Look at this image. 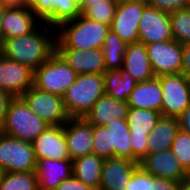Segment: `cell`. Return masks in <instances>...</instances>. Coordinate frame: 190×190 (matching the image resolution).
I'll return each mask as SVG.
<instances>
[{"label": "cell", "instance_id": "1", "mask_svg": "<svg viewBox=\"0 0 190 190\" xmlns=\"http://www.w3.org/2000/svg\"><path fill=\"white\" fill-rule=\"evenodd\" d=\"M45 27L42 33L41 28H36L29 34L4 39L1 42L3 56L35 71L56 52V36L54 39L47 36L51 27L47 24Z\"/></svg>", "mask_w": 190, "mask_h": 190}, {"label": "cell", "instance_id": "2", "mask_svg": "<svg viewBox=\"0 0 190 190\" xmlns=\"http://www.w3.org/2000/svg\"><path fill=\"white\" fill-rule=\"evenodd\" d=\"M58 27L56 49H102L111 30L110 25L88 19L82 14Z\"/></svg>", "mask_w": 190, "mask_h": 190}, {"label": "cell", "instance_id": "3", "mask_svg": "<svg viewBox=\"0 0 190 190\" xmlns=\"http://www.w3.org/2000/svg\"><path fill=\"white\" fill-rule=\"evenodd\" d=\"M105 95L103 74H79L63 96L70 118H84L94 103Z\"/></svg>", "mask_w": 190, "mask_h": 190}, {"label": "cell", "instance_id": "4", "mask_svg": "<svg viewBox=\"0 0 190 190\" xmlns=\"http://www.w3.org/2000/svg\"><path fill=\"white\" fill-rule=\"evenodd\" d=\"M48 126L21 97H14L9 104L0 132L9 137L32 143Z\"/></svg>", "mask_w": 190, "mask_h": 190}, {"label": "cell", "instance_id": "5", "mask_svg": "<svg viewBox=\"0 0 190 190\" xmlns=\"http://www.w3.org/2000/svg\"><path fill=\"white\" fill-rule=\"evenodd\" d=\"M77 73L55 52L48 61L35 71L33 86L51 94L64 96L67 89L76 80Z\"/></svg>", "mask_w": 190, "mask_h": 190}, {"label": "cell", "instance_id": "6", "mask_svg": "<svg viewBox=\"0 0 190 190\" xmlns=\"http://www.w3.org/2000/svg\"><path fill=\"white\" fill-rule=\"evenodd\" d=\"M21 98L27 106L49 126H62L69 119L63 97L31 86Z\"/></svg>", "mask_w": 190, "mask_h": 190}, {"label": "cell", "instance_id": "7", "mask_svg": "<svg viewBox=\"0 0 190 190\" xmlns=\"http://www.w3.org/2000/svg\"><path fill=\"white\" fill-rule=\"evenodd\" d=\"M36 161L32 143L0 132V169L4 172H33Z\"/></svg>", "mask_w": 190, "mask_h": 190}, {"label": "cell", "instance_id": "8", "mask_svg": "<svg viewBox=\"0 0 190 190\" xmlns=\"http://www.w3.org/2000/svg\"><path fill=\"white\" fill-rule=\"evenodd\" d=\"M162 89L161 115L178 118L190 105V81L182 73L158 76Z\"/></svg>", "mask_w": 190, "mask_h": 190}, {"label": "cell", "instance_id": "9", "mask_svg": "<svg viewBox=\"0 0 190 190\" xmlns=\"http://www.w3.org/2000/svg\"><path fill=\"white\" fill-rule=\"evenodd\" d=\"M156 77L179 74L182 68V44L176 40L146 44Z\"/></svg>", "mask_w": 190, "mask_h": 190}, {"label": "cell", "instance_id": "10", "mask_svg": "<svg viewBox=\"0 0 190 190\" xmlns=\"http://www.w3.org/2000/svg\"><path fill=\"white\" fill-rule=\"evenodd\" d=\"M146 6V0L119 3L110 29L127 44L138 42L139 21Z\"/></svg>", "mask_w": 190, "mask_h": 190}, {"label": "cell", "instance_id": "11", "mask_svg": "<svg viewBox=\"0 0 190 190\" xmlns=\"http://www.w3.org/2000/svg\"><path fill=\"white\" fill-rule=\"evenodd\" d=\"M138 35V42L145 45L173 40L169 14L147 5L139 21Z\"/></svg>", "mask_w": 190, "mask_h": 190}, {"label": "cell", "instance_id": "12", "mask_svg": "<svg viewBox=\"0 0 190 190\" xmlns=\"http://www.w3.org/2000/svg\"><path fill=\"white\" fill-rule=\"evenodd\" d=\"M139 166L155 177L171 179L179 183L189 179V174L181 166L180 161L175 157L171 148L148 153L139 162Z\"/></svg>", "mask_w": 190, "mask_h": 190}, {"label": "cell", "instance_id": "13", "mask_svg": "<svg viewBox=\"0 0 190 190\" xmlns=\"http://www.w3.org/2000/svg\"><path fill=\"white\" fill-rule=\"evenodd\" d=\"M34 71L28 66L0 58V88L9 92L13 97H21L33 86Z\"/></svg>", "mask_w": 190, "mask_h": 190}, {"label": "cell", "instance_id": "14", "mask_svg": "<svg viewBox=\"0 0 190 190\" xmlns=\"http://www.w3.org/2000/svg\"><path fill=\"white\" fill-rule=\"evenodd\" d=\"M36 159H71L67 140L62 126H48L32 142Z\"/></svg>", "mask_w": 190, "mask_h": 190}, {"label": "cell", "instance_id": "15", "mask_svg": "<svg viewBox=\"0 0 190 190\" xmlns=\"http://www.w3.org/2000/svg\"><path fill=\"white\" fill-rule=\"evenodd\" d=\"M64 132L72 161L93 154V126L84 118H70Z\"/></svg>", "mask_w": 190, "mask_h": 190}, {"label": "cell", "instance_id": "16", "mask_svg": "<svg viewBox=\"0 0 190 190\" xmlns=\"http://www.w3.org/2000/svg\"><path fill=\"white\" fill-rule=\"evenodd\" d=\"M139 163L125 158L105 159L99 190H125Z\"/></svg>", "mask_w": 190, "mask_h": 190}, {"label": "cell", "instance_id": "17", "mask_svg": "<svg viewBox=\"0 0 190 190\" xmlns=\"http://www.w3.org/2000/svg\"><path fill=\"white\" fill-rule=\"evenodd\" d=\"M56 52L78 75L106 71L102 49H56Z\"/></svg>", "mask_w": 190, "mask_h": 190}, {"label": "cell", "instance_id": "18", "mask_svg": "<svg viewBox=\"0 0 190 190\" xmlns=\"http://www.w3.org/2000/svg\"><path fill=\"white\" fill-rule=\"evenodd\" d=\"M41 20L29 7L7 8L2 20L0 42L29 34L38 28L37 23ZM37 25V27H36Z\"/></svg>", "mask_w": 190, "mask_h": 190}, {"label": "cell", "instance_id": "19", "mask_svg": "<svg viewBox=\"0 0 190 190\" xmlns=\"http://www.w3.org/2000/svg\"><path fill=\"white\" fill-rule=\"evenodd\" d=\"M36 160L35 173L39 190H54L61 182L73 175V161L71 159L52 160L42 158Z\"/></svg>", "mask_w": 190, "mask_h": 190}, {"label": "cell", "instance_id": "20", "mask_svg": "<svg viewBox=\"0 0 190 190\" xmlns=\"http://www.w3.org/2000/svg\"><path fill=\"white\" fill-rule=\"evenodd\" d=\"M126 101L103 95L85 115L84 119L92 126H106L112 120H126L129 112Z\"/></svg>", "mask_w": 190, "mask_h": 190}, {"label": "cell", "instance_id": "21", "mask_svg": "<svg viewBox=\"0 0 190 190\" xmlns=\"http://www.w3.org/2000/svg\"><path fill=\"white\" fill-rule=\"evenodd\" d=\"M122 69L127 71L137 82L156 77L149 60L146 45L141 42L127 44Z\"/></svg>", "mask_w": 190, "mask_h": 190}, {"label": "cell", "instance_id": "22", "mask_svg": "<svg viewBox=\"0 0 190 190\" xmlns=\"http://www.w3.org/2000/svg\"><path fill=\"white\" fill-rule=\"evenodd\" d=\"M162 89L158 77L137 82L134 90L127 100L130 108H145L161 112Z\"/></svg>", "mask_w": 190, "mask_h": 190}, {"label": "cell", "instance_id": "23", "mask_svg": "<svg viewBox=\"0 0 190 190\" xmlns=\"http://www.w3.org/2000/svg\"><path fill=\"white\" fill-rule=\"evenodd\" d=\"M179 129L178 119L161 116L147 136L148 153H155L171 148Z\"/></svg>", "mask_w": 190, "mask_h": 190}, {"label": "cell", "instance_id": "24", "mask_svg": "<svg viewBox=\"0 0 190 190\" xmlns=\"http://www.w3.org/2000/svg\"><path fill=\"white\" fill-rule=\"evenodd\" d=\"M103 81L105 95L126 102L137 84V81L122 68L106 70L103 73Z\"/></svg>", "mask_w": 190, "mask_h": 190}, {"label": "cell", "instance_id": "25", "mask_svg": "<svg viewBox=\"0 0 190 190\" xmlns=\"http://www.w3.org/2000/svg\"><path fill=\"white\" fill-rule=\"evenodd\" d=\"M104 160L95 154L85 155L73 160V176L85 185L99 190Z\"/></svg>", "mask_w": 190, "mask_h": 190}, {"label": "cell", "instance_id": "26", "mask_svg": "<svg viewBox=\"0 0 190 190\" xmlns=\"http://www.w3.org/2000/svg\"><path fill=\"white\" fill-rule=\"evenodd\" d=\"M106 127L109 130L110 147H113V158H125L134 161L127 121L115 119L109 122Z\"/></svg>", "mask_w": 190, "mask_h": 190}, {"label": "cell", "instance_id": "27", "mask_svg": "<svg viewBox=\"0 0 190 190\" xmlns=\"http://www.w3.org/2000/svg\"><path fill=\"white\" fill-rule=\"evenodd\" d=\"M161 116V112L151 109L130 108L126 119L130 135L148 136Z\"/></svg>", "mask_w": 190, "mask_h": 190}, {"label": "cell", "instance_id": "28", "mask_svg": "<svg viewBox=\"0 0 190 190\" xmlns=\"http://www.w3.org/2000/svg\"><path fill=\"white\" fill-rule=\"evenodd\" d=\"M127 43L110 30L102 46L106 70L120 69L123 66Z\"/></svg>", "mask_w": 190, "mask_h": 190}, {"label": "cell", "instance_id": "29", "mask_svg": "<svg viewBox=\"0 0 190 190\" xmlns=\"http://www.w3.org/2000/svg\"><path fill=\"white\" fill-rule=\"evenodd\" d=\"M79 0H52L51 15L42 23L54 29L66 21L75 19L81 13L78 8Z\"/></svg>", "mask_w": 190, "mask_h": 190}, {"label": "cell", "instance_id": "30", "mask_svg": "<svg viewBox=\"0 0 190 190\" xmlns=\"http://www.w3.org/2000/svg\"><path fill=\"white\" fill-rule=\"evenodd\" d=\"M0 190H39L37 175L35 171L5 172Z\"/></svg>", "mask_w": 190, "mask_h": 190}, {"label": "cell", "instance_id": "31", "mask_svg": "<svg viewBox=\"0 0 190 190\" xmlns=\"http://www.w3.org/2000/svg\"><path fill=\"white\" fill-rule=\"evenodd\" d=\"M169 17L173 40L190 43V9L170 13Z\"/></svg>", "mask_w": 190, "mask_h": 190}, {"label": "cell", "instance_id": "32", "mask_svg": "<svg viewBox=\"0 0 190 190\" xmlns=\"http://www.w3.org/2000/svg\"><path fill=\"white\" fill-rule=\"evenodd\" d=\"M117 5L113 0H106L103 3L91 4L81 14L88 19L111 26Z\"/></svg>", "mask_w": 190, "mask_h": 190}, {"label": "cell", "instance_id": "33", "mask_svg": "<svg viewBox=\"0 0 190 190\" xmlns=\"http://www.w3.org/2000/svg\"><path fill=\"white\" fill-rule=\"evenodd\" d=\"M171 150L180 161L181 166L190 173V135L179 129L172 142Z\"/></svg>", "mask_w": 190, "mask_h": 190}, {"label": "cell", "instance_id": "34", "mask_svg": "<svg viewBox=\"0 0 190 190\" xmlns=\"http://www.w3.org/2000/svg\"><path fill=\"white\" fill-rule=\"evenodd\" d=\"M93 154L103 159L113 158V147H110L109 130L106 126H93Z\"/></svg>", "mask_w": 190, "mask_h": 190}, {"label": "cell", "instance_id": "35", "mask_svg": "<svg viewBox=\"0 0 190 190\" xmlns=\"http://www.w3.org/2000/svg\"><path fill=\"white\" fill-rule=\"evenodd\" d=\"M147 5L168 14L188 9L187 0H146Z\"/></svg>", "mask_w": 190, "mask_h": 190}, {"label": "cell", "instance_id": "36", "mask_svg": "<svg viewBox=\"0 0 190 190\" xmlns=\"http://www.w3.org/2000/svg\"><path fill=\"white\" fill-rule=\"evenodd\" d=\"M149 188V172L138 166L133 172L128 187L125 190H148Z\"/></svg>", "mask_w": 190, "mask_h": 190}, {"label": "cell", "instance_id": "37", "mask_svg": "<svg viewBox=\"0 0 190 190\" xmlns=\"http://www.w3.org/2000/svg\"><path fill=\"white\" fill-rule=\"evenodd\" d=\"M134 162L139 163L148 154L147 136L130 135Z\"/></svg>", "mask_w": 190, "mask_h": 190}, {"label": "cell", "instance_id": "38", "mask_svg": "<svg viewBox=\"0 0 190 190\" xmlns=\"http://www.w3.org/2000/svg\"><path fill=\"white\" fill-rule=\"evenodd\" d=\"M179 185V182L162 177H155L149 173L148 190H178Z\"/></svg>", "mask_w": 190, "mask_h": 190}, {"label": "cell", "instance_id": "39", "mask_svg": "<svg viewBox=\"0 0 190 190\" xmlns=\"http://www.w3.org/2000/svg\"><path fill=\"white\" fill-rule=\"evenodd\" d=\"M51 1L52 0H30L29 8L44 22L51 15Z\"/></svg>", "mask_w": 190, "mask_h": 190}, {"label": "cell", "instance_id": "40", "mask_svg": "<svg viewBox=\"0 0 190 190\" xmlns=\"http://www.w3.org/2000/svg\"><path fill=\"white\" fill-rule=\"evenodd\" d=\"M54 190H96L88 185H85L73 175L61 182Z\"/></svg>", "mask_w": 190, "mask_h": 190}, {"label": "cell", "instance_id": "41", "mask_svg": "<svg viewBox=\"0 0 190 190\" xmlns=\"http://www.w3.org/2000/svg\"><path fill=\"white\" fill-rule=\"evenodd\" d=\"M13 98L9 92L0 88V129L3 126L9 104Z\"/></svg>", "mask_w": 190, "mask_h": 190}, {"label": "cell", "instance_id": "42", "mask_svg": "<svg viewBox=\"0 0 190 190\" xmlns=\"http://www.w3.org/2000/svg\"><path fill=\"white\" fill-rule=\"evenodd\" d=\"M181 73L190 81V43L182 44V68Z\"/></svg>", "mask_w": 190, "mask_h": 190}, {"label": "cell", "instance_id": "43", "mask_svg": "<svg viewBox=\"0 0 190 190\" xmlns=\"http://www.w3.org/2000/svg\"><path fill=\"white\" fill-rule=\"evenodd\" d=\"M179 128L190 135V105L177 118Z\"/></svg>", "mask_w": 190, "mask_h": 190}, {"label": "cell", "instance_id": "44", "mask_svg": "<svg viewBox=\"0 0 190 190\" xmlns=\"http://www.w3.org/2000/svg\"><path fill=\"white\" fill-rule=\"evenodd\" d=\"M6 8H24L30 6V0H0Z\"/></svg>", "mask_w": 190, "mask_h": 190}, {"label": "cell", "instance_id": "45", "mask_svg": "<svg viewBox=\"0 0 190 190\" xmlns=\"http://www.w3.org/2000/svg\"><path fill=\"white\" fill-rule=\"evenodd\" d=\"M106 0H79L78 8L80 13H82L86 8H88L91 4L103 3Z\"/></svg>", "mask_w": 190, "mask_h": 190}, {"label": "cell", "instance_id": "46", "mask_svg": "<svg viewBox=\"0 0 190 190\" xmlns=\"http://www.w3.org/2000/svg\"><path fill=\"white\" fill-rule=\"evenodd\" d=\"M6 9L7 8L0 2V33H1L2 20H3Z\"/></svg>", "mask_w": 190, "mask_h": 190}, {"label": "cell", "instance_id": "47", "mask_svg": "<svg viewBox=\"0 0 190 190\" xmlns=\"http://www.w3.org/2000/svg\"><path fill=\"white\" fill-rule=\"evenodd\" d=\"M178 190H190V181L180 183Z\"/></svg>", "mask_w": 190, "mask_h": 190}, {"label": "cell", "instance_id": "48", "mask_svg": "<svg viewBox=\"0 0 190 190\" xmlns=\"http://www.w3.org/2000/svg\"><path fill=\"white\" fill-rule=\"evenodd\" d=\"M115 3H123V2H130V1H135V0H113Z\"/></svg>", "mask_w": 190, "mask_h": 190}, {"label": "cell", "instance_id": "49", "mask_svg": "<svg viewBox=\"0 0 190 190\" xmlns=\"http://www.w3.org/2000/svg\"><path fill=\"white\" fill-rule=\"evenodd\" d=\"M4 173L5 172L2 169H0V185H1V181H2Z\"/></svg>", "mask_w": 190, "mask_h": 190}, {"label": "cell", "instance_id": "50", "mask_svg": "<svg viewBox=\"0 0 190 190\" xmlns=\"http://www.w3.org/2000/svg\"><path fill=\"white\" fill-rule=\"evenodd\" d=\"M3 56V53H2V44L0 42V58Z\"/></svg>", "mask_w": 190, "mask_h": 190}, {"label": "cell", "instance_id": "51", "mask_svg": "<svg viewBox=\"0 0 190 190\" xmlns=\"http://www.w3.org/2000/svg\"><path fill=\"white\" fill-rule=\"evenodd\" d=\"M188 1V9H190V0H187Z\"/></svg>", "mask_w": 190, "mask_h": 190}]
</instances>
